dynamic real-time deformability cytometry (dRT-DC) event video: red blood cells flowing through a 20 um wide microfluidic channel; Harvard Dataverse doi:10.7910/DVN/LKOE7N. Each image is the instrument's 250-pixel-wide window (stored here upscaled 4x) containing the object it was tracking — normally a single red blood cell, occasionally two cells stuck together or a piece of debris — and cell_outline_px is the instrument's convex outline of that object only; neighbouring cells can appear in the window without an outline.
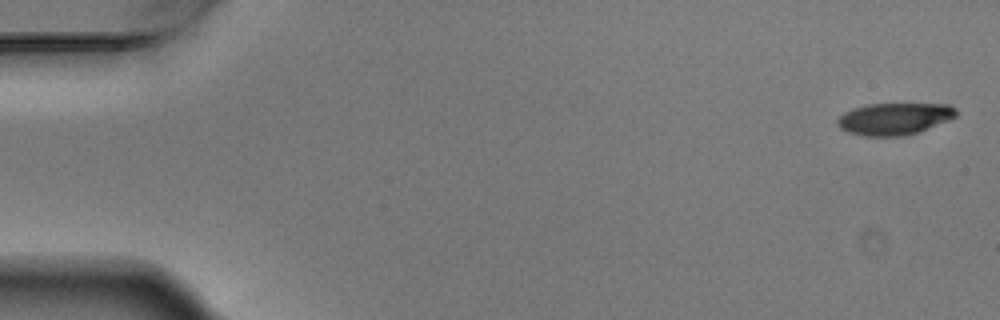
{"species": "Egyptian fruit bat (a non-hibernating species)", "species_latin": "Rousettus aegyptiacus", "temperature_condition": "warm", "stored_images_in_passage": 4, "camera_frame_rate_fps": 3000, "um_per_image_px": 0.085, "animal": {"sex": "male"}, "frame": {"image": 1, "passage_image": 1, "time_ms": 0.0, "image_size_px": [1000, 320], "cell_outline_px": [[956, 116], [948, 120], [920, 132], [904, 136], [864, 136], [848, 132], [840, 128], [836, 124], [836, 120], [844, 112], [852, 108], [868, 104], [952, 104], [956, 108]], "centroid_in_image_um": [76.01, 10.1], "position_along_channel_um": 9.0, "area_um2": 22.25}}